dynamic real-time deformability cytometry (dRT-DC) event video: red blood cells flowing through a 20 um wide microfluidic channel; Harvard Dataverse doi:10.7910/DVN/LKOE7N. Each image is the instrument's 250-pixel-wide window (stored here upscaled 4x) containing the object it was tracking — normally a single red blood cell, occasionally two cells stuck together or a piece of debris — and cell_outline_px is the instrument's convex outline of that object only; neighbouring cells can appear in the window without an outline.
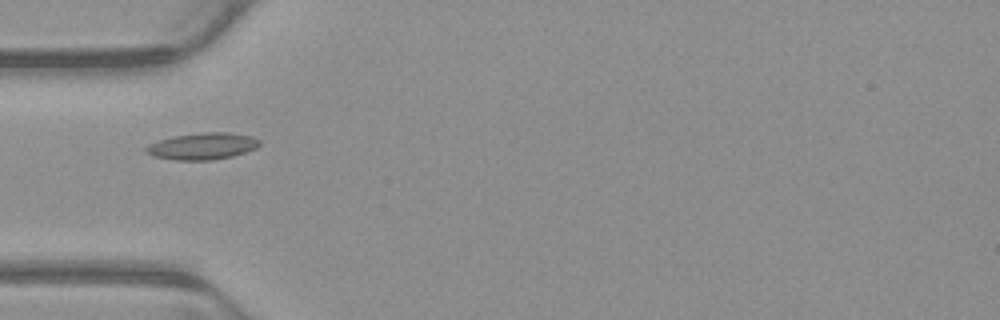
{"species": "common noctule bat (a hibernating species)", "species_latin": "Nyctalus noctula", "temperature_condition": "warm", "stored_images_in_passage": 20, "camera_frame_rate_fps": 3000, "um_per_image_px": 0.085, "animal": {"sex": "male", "body_mass_g": 23.1, "forearm_length_mm": 52.7}, "frame": {"image": 1, "passage_image": 1, "time_ms": 0.0, "image_size_px": [1000, 320], "cell_outline_px": [[260, 144], [256, 148], [232, 156], [212, 160], [176, 160], [152, 156], [144, 152], [144, 148], [148, 144], [160, 140], [176, 136], [204, 132], [228, 132], [252, 136], [260, 140]], "centroid_in_image_um": [17.19, 12.43], "position_along_channel_um": 67.8, "area_um2": 17.63}}
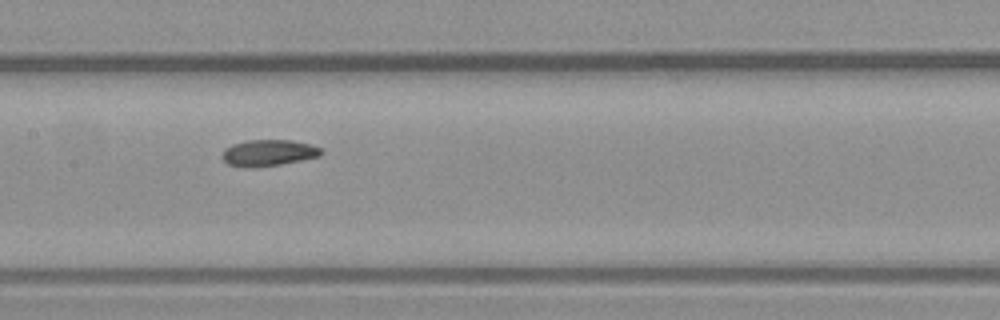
{"frame": {"image": 2, "passage_image": 10, "time_ms": 3.0, "image_size_px": [1000, 320], "cell_outline_px": [[324, 152], [320, 156], [280, 164], [252, 168], [244, 168], [228, 164], [220, 156], [224, 148], [232, 144], [248, 140], [292, 140], [312, 144], [320, 148]], "centroid_in_image_um": [22.79, 12.99], "position_along_channel_um": 184.6, "area_um2": 15.37}}
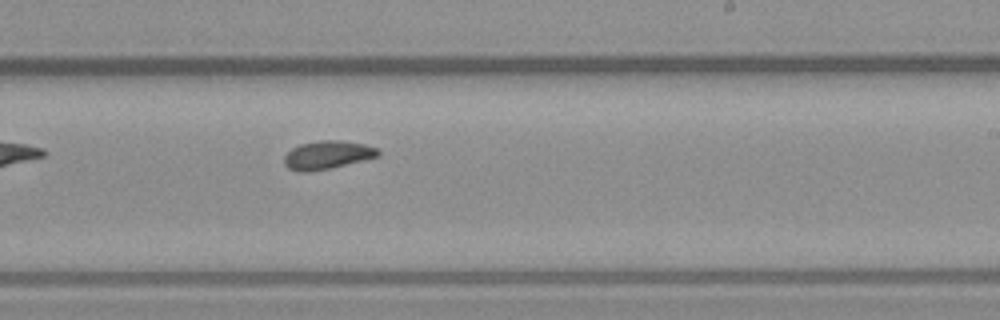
{"frame": {"image": 3, "passage_image": 16, "time_ms": 5.0, "image_size_px": [1000, 320], "cell_outline_px": [[380, 152], [376, 156], [364, 160], [328, 168], [308, 172], [300, 172], [288, 168], [284, 164], [284, 156], [292, 148], [300, 144], [320, 140], [340, 140], [364, 144], [380, 148]], "centroid_in_image_um": [27.81, 13.16], "position_along_channel_um": 261.2, "area_um2": 15.37}}